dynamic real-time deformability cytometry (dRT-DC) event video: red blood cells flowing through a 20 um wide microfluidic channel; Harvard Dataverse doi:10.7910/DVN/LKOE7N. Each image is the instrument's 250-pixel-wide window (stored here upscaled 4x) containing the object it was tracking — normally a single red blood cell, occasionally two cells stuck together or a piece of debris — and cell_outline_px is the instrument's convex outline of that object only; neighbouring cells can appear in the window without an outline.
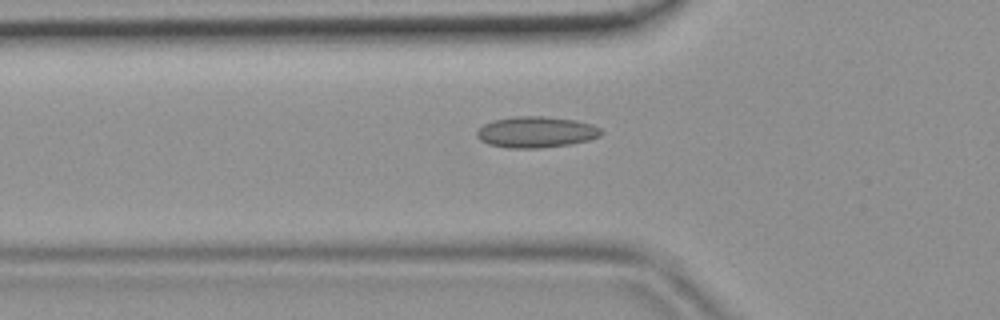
{"species": "common noctule bat (a hibernating species)", "species_latin": "Nyctalus noctula", "temperature_condition": "room temperature", "stored_images_in_passage": 47, "camera_frame_rate_fps": 3000, "um_per_image_px": 0.085, "animal": {"sex": "female", "body_mass_g": 19.9}, "frame": {"image": 1, "passage_image": 16, "time_ms": 5.0, "image_size_px": [1000, 320], "cell_outline_px": [[604, 132], [600, 136], [588, 140], [572, 144], [540, 148], [508, 148], [488, 144], [480, 140], [476, 136], [476, 132], [484, 124], [492, 120], [516, 116], [544, 116], [576, 120], [592, 124], [600, 128]], "centroid_in_image_um": [45.58, 11.22], "position_along_channel_um": 80.2, "area_um2": 22.72}}
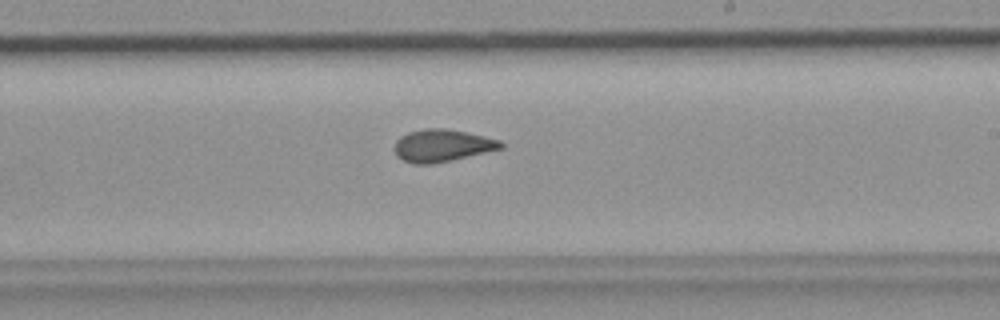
{"frame": {"image": 2, "passage_image": 28, "time_ms": 9.0, "image_size_px": [1000, 320], "cell_outline_px": [[504, 148], [452, 160], [432, 164], [412, 164], [396, 156], [396, 140], [400, 136], [408, 132], [424, 128], [444, 128], [484, 136], [500, 140], [504, 144]], "centroid_in_image_um": [37.59, 12.37], "position_along_channel_um": 251.4, "area_um2": 20.0}}
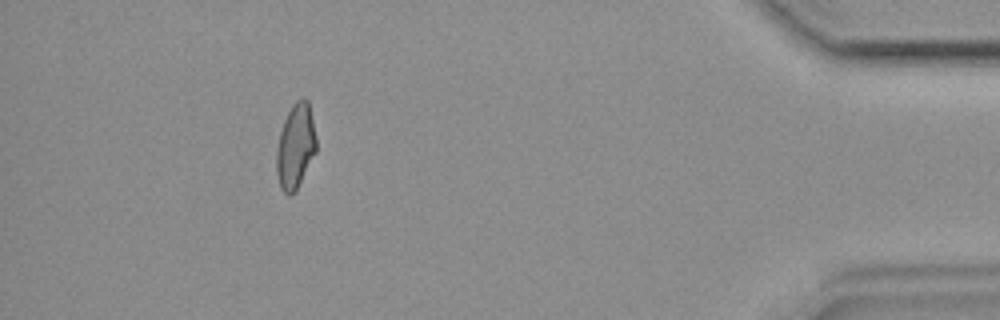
{"frame": {"image": 3, "passage_image": 43, "time_ms": 14.0, "image_size_px": [1000, 320], "cell_outline_px": [[316, 152], [296, 192], [288, 196], [280, 188], [276, 172], [276, 152], [280, 132], [284, 120], [292, 104], [296, 100], [304, 96], [308, 100], [316, 136]], "centroid_in_image_um": [25.12, 12.45], "position_along_channel_um": 410.1, "area_um2": 19.88}}